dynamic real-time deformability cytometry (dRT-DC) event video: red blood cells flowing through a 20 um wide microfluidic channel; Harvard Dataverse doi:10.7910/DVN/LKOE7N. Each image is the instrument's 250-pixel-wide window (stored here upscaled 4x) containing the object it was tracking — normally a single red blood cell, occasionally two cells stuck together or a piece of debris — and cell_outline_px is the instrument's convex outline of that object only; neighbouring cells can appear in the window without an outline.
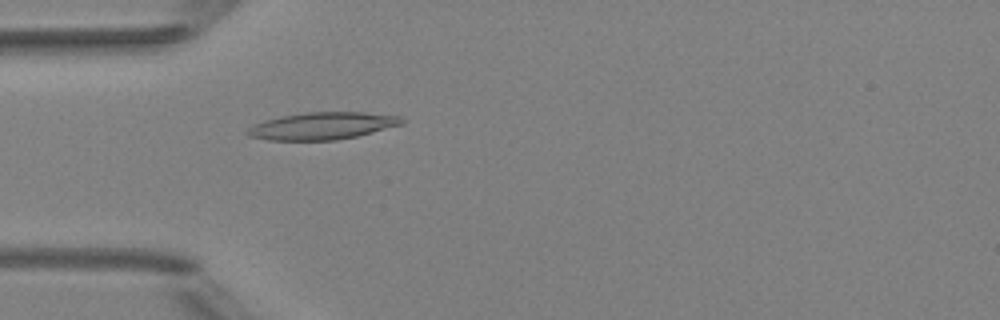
{"species": "Egyptian fruit bat (a non-hibernating species)", "species_latin": "Rousettus aegyptiacus", "temperature_condition": "room temperature", "stored_images_in_passage": 4, "camera_frame_rate_fps": 3000, "um_per_image_px": 0.085, "animal": {"sex": "female"}, "frame": {"image": 1, "passage_image": 4, "time_ms": 4.667, "image_size_px": [1000, 320], "cell_outline_px": [[408, 120], [404, 124], [356, 136], [336, 140], [268, 140], [248, 136], [244, 132], [252, 124], [264, 120], [280, 116], [308, 112], [364, 112], [400, 116]], "centroid_in_image_um": [27.39, 10.69], "position_along_channel_um": 57.6, "area_um2": 24.68}}